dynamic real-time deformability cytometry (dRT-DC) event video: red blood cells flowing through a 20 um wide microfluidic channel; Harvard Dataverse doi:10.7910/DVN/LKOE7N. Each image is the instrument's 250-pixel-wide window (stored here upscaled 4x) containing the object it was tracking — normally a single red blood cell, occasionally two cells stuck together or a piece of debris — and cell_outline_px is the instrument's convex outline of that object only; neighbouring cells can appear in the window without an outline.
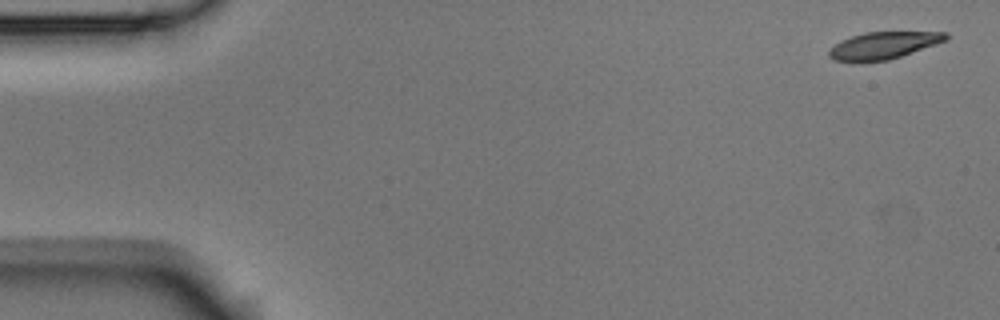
{"species": "Egyptian fruit bat (a non-hibernating species)", "species_latin": "Rousettus aegyptiacus", "temperature_condition": "room temperature", "stored_images_in_passage": 6, "segment_of_instrument_passage": [1, 2], "camera_frame_rate_fps": 3000, "um_per_image_px": 0.085, "animal": {"sex": "male"}, "frame": {"image": 1, "passage_image": 1, "time_ms": 0.0, "image_size_px": [1000, 320], "cell_outline_px": [[948, 40], [888, 60], [860, 64], [832, 60], [828, 56], [828, 52], [836, 44], [852, 36], [864, 32], [948, 32]], "centroid_in_image_um": [75.06, 3.89], "position_along_channel_um": 9.9, "area_um2": 18.67}}
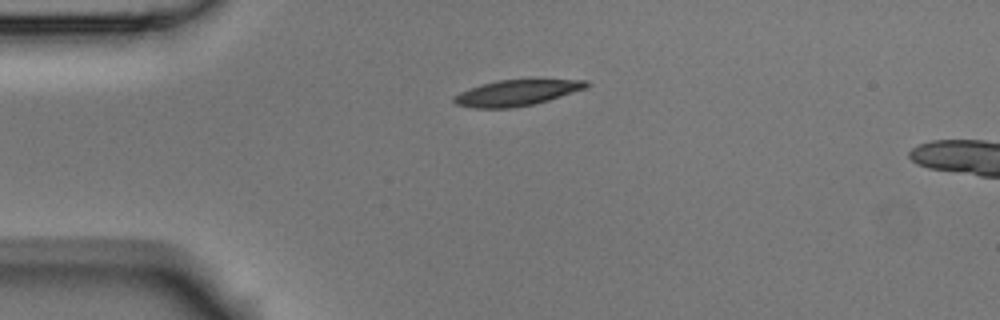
{"frame": {"image": 2, "passage_image": 4, "time_ms": 1.0, "image_size_px": [1000, 320], "cell_outline_px": [[592, 84], [588, 88], [548, 100], [532, 104], [512, 108], [472, 108], [456, 104], [452, 100], [452, 96], [468, 88], [480, 84], [496, 80], [532, 76], [588, 80]], "centroid_in_image_um": [44.01, 7.81], "position_along_channel_um": 41.0, "area_um2": 21.39}}